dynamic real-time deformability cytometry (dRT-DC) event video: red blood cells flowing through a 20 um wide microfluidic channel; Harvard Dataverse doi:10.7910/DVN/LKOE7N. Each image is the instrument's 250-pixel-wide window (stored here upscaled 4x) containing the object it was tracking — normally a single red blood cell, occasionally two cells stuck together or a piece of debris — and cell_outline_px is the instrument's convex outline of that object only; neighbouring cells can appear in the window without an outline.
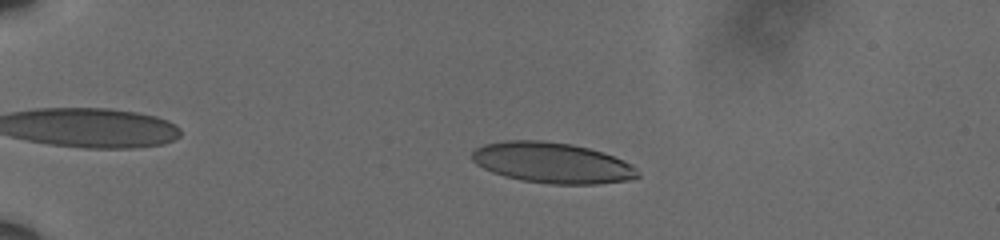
{"species": "human", "species_latin": "Homo sapiens", "temperature_condition": "cold", "stored_images_in_passage": 60, "camera_frame_rate_fps": 3000, "um_per_image_px": 0.085, "donor": {"sex": "male"}, "frame": {"image": 1, "passage_image": 15, "time_ms": 4.667, "image_size_px": [1000, 240], "cell_outline_px": [[640, 176], [628, 180], [596, 184], [548, 184], [520, 180], [504, 176], [492, 172], [476, 164], [472, 160], [472, 152], [476, 148], [484, 144], [504, 140], [540, 140], [572, 144], [604, 152], [624, 160], [632, 164], [640, 172]], "centroid_in_image_um": [46.95, 13.84], "position_along_channel_um": 38.1, "area_um2": 39.54}}
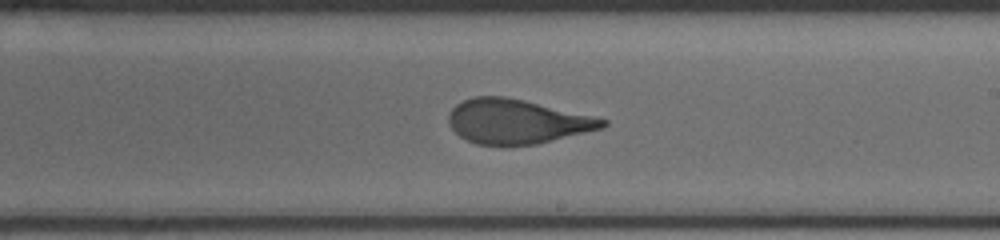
{"frame": {"image": 2, "passage_image": 38, "time_ms": 12.333, "image_size_px": [1000, 240], "cell_outline_px": [[608, 124], [604, 128], [536, 144], [476, 144], [460, 136], [452, 128], [448, 120], [448, 116], [452, 108], [456, 104], [472, 96], [504, 96], [524, 100], [592, 116], [608, 120]], "centroid_in_image_um": [43.93, 10.31], "position_along_channel_um": 245.1, "area_um2": 39.36}}
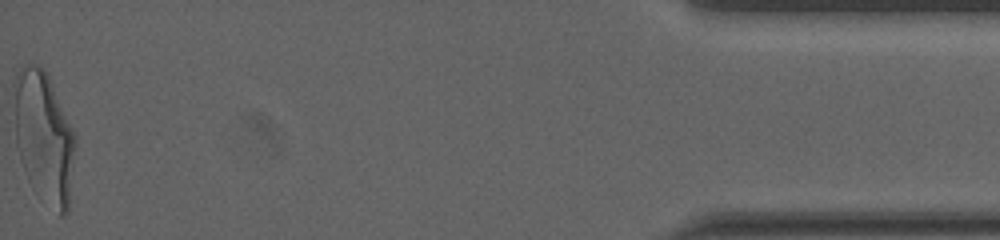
{"frame": {"image": 3, "passage_image": 60, "time_ms": 19.667, "image_size_px": [1000, 240], "cell_outline_px": [[76, 144], [68, 212], [64, 216], [60, 216], [24, 168], [20, 160], [16, 144], [12, 84], [12, 80], [16, 72], [24, 64], [36, 64], [44, 68], [48, 72], [76, 136]], "centroid_in_image_um": [3.73, 11.47], "position_along_channel_um": 431.5, "area_um2": 46.53}, "authors_computed_cell_mechanics": {"area_um2": 40.2866, "velocity_mm_per_s": 3.6032, "shape_relaxation_time_tau1_ms": 4.4244, "shape_relaxation_time_tau2_ms": 1.0615, "deformation_change_tau1": 0.1936, "deformation_change_tau2": 0.0892}}